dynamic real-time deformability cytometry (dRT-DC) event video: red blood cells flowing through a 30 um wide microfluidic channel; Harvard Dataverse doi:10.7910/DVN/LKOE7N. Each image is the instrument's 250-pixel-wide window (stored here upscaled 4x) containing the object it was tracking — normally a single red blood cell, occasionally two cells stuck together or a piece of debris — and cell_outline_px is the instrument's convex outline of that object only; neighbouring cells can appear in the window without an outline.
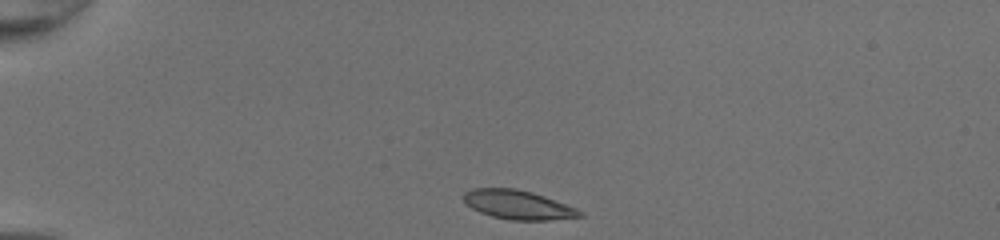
{"species": "common noctule bat (a hibernating species)", "species_latin": "Nyctalus noctula", "temperature_condition": "room temperature", "stored_images_in_passage": 33, "camera_frame_rate_fps": 3000, "um_per_image_px": 0.085, "animal": {"sex": "female", "body_mass_g": 20.0, "forearm_length_mm": 54.0}, "frame": {"image": 1, "passage_image": 1, "time_ms": 0.0, "image_size_px": [1000, 240], "cell_outline_px": [[584, 216], [548, 220], [512, 220], [492, 216], [480, 212], [472, 208], [460, 196], [464, 192], [472, 188], [516, 188], [532, 192], [544, 196], [576, 208], [584, 212]], "centroid_in_image_um": [44.01, 17.4], "position_along_channel_um": 41.0, "area_um2": 19.65}}
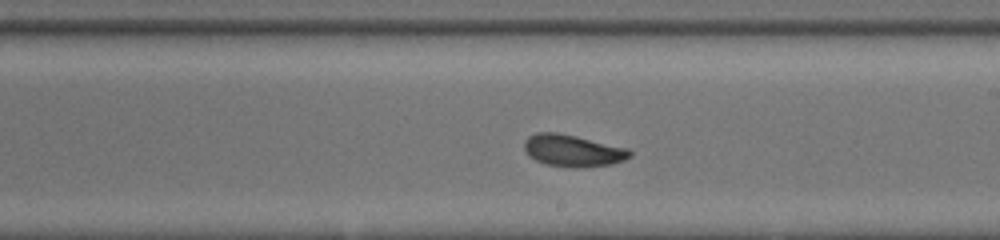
{"frame": {"image": 2, "passage_image": 19, "time_ms": 6.0, "image_size_px": [1000, 240], "cell_outline_px": [[632, 156], [624, 160], [612, 164], [580, 168], [572, 168], [544, 164], [528, 156], [524, 148], [524, 140], [528, 136], [536, 132], [556, 132], [576, 136], [628, 148], [632, 152]], "centroid_in_image_um": [48.67, 12.81], "position_along_channel_um": 240.3, "area_um2": 19.88}}
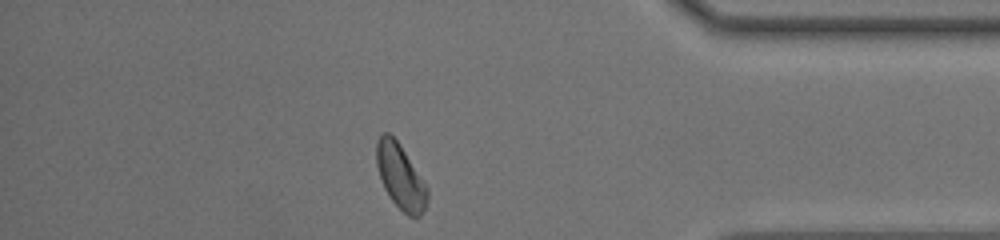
{"frame": {"image": 3, "passage_image": 32, "time_ms": 10.333, "image_size_px": [1000, 240], "cell_outline_px": [[428, 200], [420, 216], [408, 216], [392, 200], [384, 188], [376, 164], [376, 140], [384, 132], [388, 132], [400, 144], [428, 188]], "centroid_in_image_um": [34.03, 14.99], "position_along_channel_um": 401.2, "area_um2": 18.96}, "authors_computed_cell_mechanics": {"area_um2": 19.5942, "velocity_mm_per_s": 4.239, "shape_relaxation_time_tau1_ms": 2.5979, "shape_relaxation_time_tau2_ms": 1.5583, "deformation_change_tau1": 0.1059, "deformation_change_tau2": 0.0643}}